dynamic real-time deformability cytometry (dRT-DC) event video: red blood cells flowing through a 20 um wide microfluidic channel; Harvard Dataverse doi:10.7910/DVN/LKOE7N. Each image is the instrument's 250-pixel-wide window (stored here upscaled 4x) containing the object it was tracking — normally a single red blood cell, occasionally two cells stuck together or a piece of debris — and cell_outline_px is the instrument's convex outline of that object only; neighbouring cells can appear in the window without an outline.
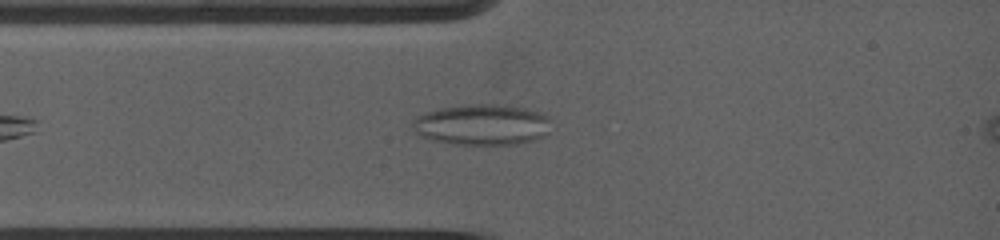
{"species": "common noctule bat (a hibernating species)", "species_latin": "Nyctalus noctula", "temperature_condition": "warm", "stored_images_in_passage": 34, "camera_frame_rate_fps": 5000, "um_per_image_px": 0.085, "animal": {"sex": "female", "body_mass_g": 19.0, "forearm_length_mm": 53.3}, "frame": {"image": 1, "passage_image": 6, "time_ms": 1.8, "image_size_px": [1000, 240], "cell_outline_px": [[548, 120], [544, 136], [532, 140], [516, 144], [456, 144], [432, 140], [420, 136], [412, 132], [412, 120], [416, 116], [424, 112], [440, 108], [468, 104], [492, 104], [528, 108], [540, 112], [548, 116]], "centroid_in_image_um": [40.88, 10.59], "position_along_channel_um": 44.1, "area_um2": 32.95}}
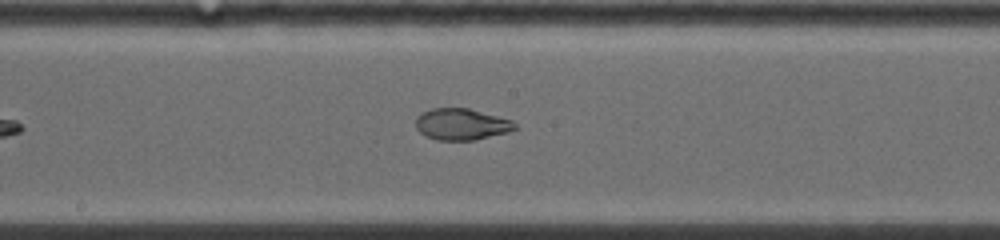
{"frame": {"image": 2, "passage_image": 17, "time_ms": 6.0, "image_size_px": [1000, 240], "cell_outline_px": [[516, 128], [508, 132], [472, 140], [436, 140], [424, 136], [416, 128], [416, 116], [432, 108], [468, 108], [512, 120], [516, 124]], "centroid_in_image_um": [39.19, 10.56], "position_along_channel_um": 209.0, "area_um2": 18.09}}
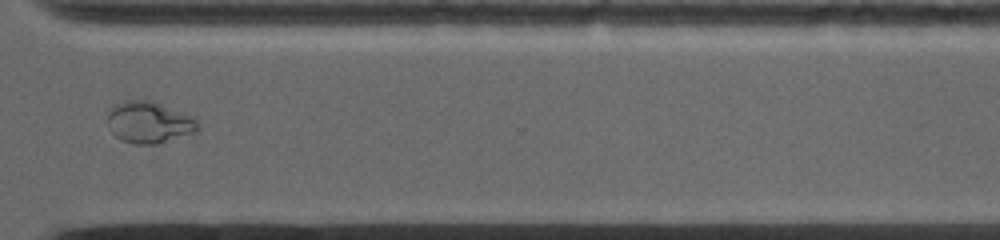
{"frame": {"image": 3, "passage_image": 27, "time_ms": 9.8, "image_size_px": [1000, 240], "cell_outline_px": [[196, 132], [156, 144], [136, 144], [120, 140], [112, 132], [108, 120], [108, 116], [112, 108], [124, 100], [152, 100], [184, 112], [192, 116], [196, 120]], "centroid_in_image_um": [12.68, 10.39], "position_along_channel_um": 357.9, "area_um2": 21.62}, "authors_computed_cell_mechanics": {"area_um2": 21.5305, "velocity_mm_per_s": 3.9035, "shape_relaxation_time_tau1_ms": null, "shape_relaxation_time_tau2_ms": 1.3245, "deformation_change_tau1": null, "deformation_change_tau2": 0.0558}}